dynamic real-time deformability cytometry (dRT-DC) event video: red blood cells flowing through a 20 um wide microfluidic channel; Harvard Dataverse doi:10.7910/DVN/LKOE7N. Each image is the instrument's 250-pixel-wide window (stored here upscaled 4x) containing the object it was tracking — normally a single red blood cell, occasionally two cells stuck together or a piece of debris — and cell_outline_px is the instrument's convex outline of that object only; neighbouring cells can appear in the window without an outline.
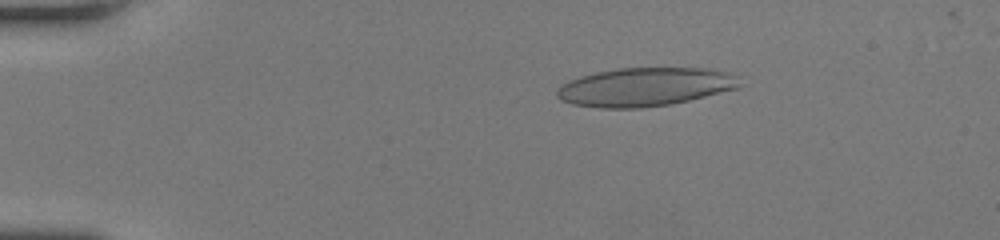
{"species": "human", "species_latin": "Homo sapiens", "temperature_condition": "room temperature", "stored_images_in_passage": 42, "camera_frame_rate_fps": 3000, "um_per_image_px": 0.085, "donor": {"sex": "female"}, "frame": {"image": 1, "passage_image": 2, "time_ms": 0.333, "image_size_px": [1000, 240], "cell_outline_px": [[740, 84], [736, 88], [688, 100], [668, 104], [640, 108], [600, 108], [572, 104], [560, 100], [556, 96], [556, 88], [568, 80], [580, 76], [596, 72], [620, 68], [708, 68], [728, 72], [740, 76]], "centroid_in_image_um": [54.78, 7.38], "position_along_channel_um": 30.2, "area_um2": 41.1}}
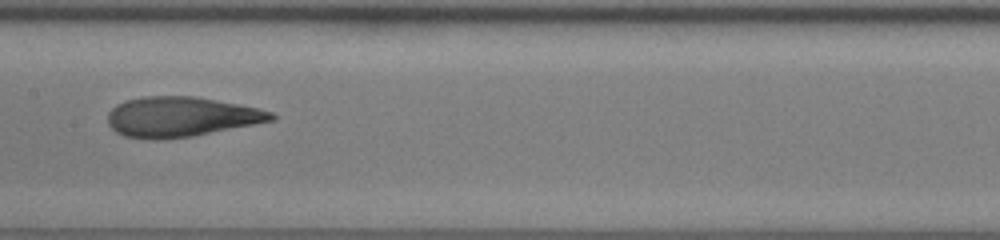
{"frame": {"image": 2, "passage_image": 19, "time_ms": 6.0, "image_size_px": [1000, 240], "cell_outline_px": [[276, 120], [192, 136], [156, 140], [152, 140], [124, 136], [116, 132], [108, 124], [108, 112], [116, 104], [128, 100], [144, 96], [196, 96], [256, 108], [272, 112], [276, 116]], "centroid_in_image_um": [15.36, 9.93], "position_along_channel_um": 192.0, "area_um2": 37.97}}
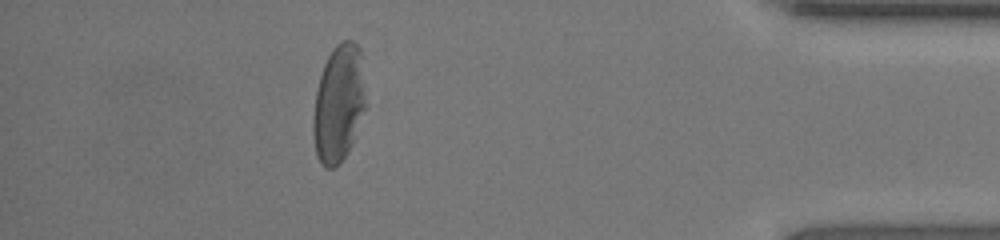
{"frame": {"image": 3, "passage_image": 37, "time_ms": 12.0, "image_size_px": [1000, 240], "cell_outline_px": [[364, 108], [352, 144], [348, 152], [340, 164], [332, 168], [324, 168], [320, 164], [316, 156], [312, 132], [312, 120], [316, 92], [320, 76], [324, 64], [332, 48], [340, 40], [352, 40], [360, 48], [364, 100]], "centroid_in_image_um": [28.74, 8.84], "position_along_channel_um": 406.5, "area_um2": 35.78}, "authors_computed_cell_mechanics": {"area_um2": 37.9746, "velocity_mm_per_s": 4.2608, "shape_relaxation_time_tau1_ms": 7.5244, "shape_relaxation_time_tau2_ms": 1.7285, "deformation_change_tau1": 0.2564, "deformation_change_tau2": 0.1044}}